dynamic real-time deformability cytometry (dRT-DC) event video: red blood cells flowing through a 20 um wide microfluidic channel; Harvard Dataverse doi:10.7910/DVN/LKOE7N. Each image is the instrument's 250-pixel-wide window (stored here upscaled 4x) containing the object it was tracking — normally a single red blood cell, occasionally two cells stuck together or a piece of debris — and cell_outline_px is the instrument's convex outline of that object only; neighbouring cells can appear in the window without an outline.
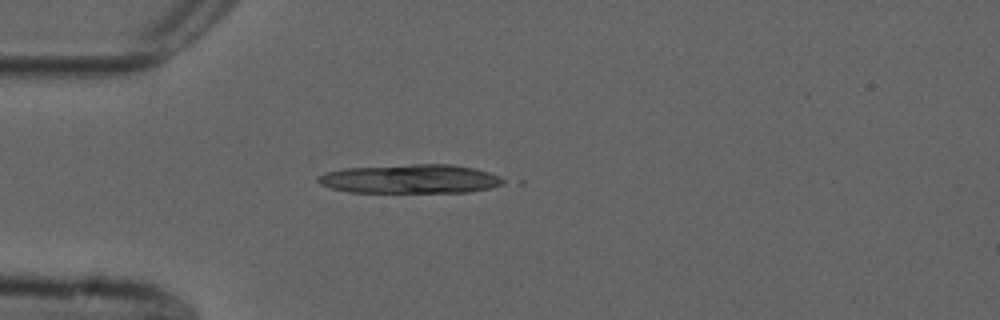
{"species": "common noctule bat (a hibernating species)", "species_latin": "Nyctalus noctula", "temperature_condition": "cold", "stored_images_in_passage": 23, "camera_frame_rate_fps": 3000, "um_per_image_px": 0.085, "animal": {"sex": "male", "forearm_length_mm": 52.5}, "frame": {"image": 1, "passage_image": 7, "time_ms": 2.0, "image_size_px": [1000, 320], "cell_outline_px": [[508, 180], [504, 184], [492, 188], [468, 192], [348, 192], [332, 188], [320, 184], [316, 180], [316, 176], [324, 172], [344, 168], [412, 164], [452, 164], [476, 168], [500, 176]], "centroid_in_image_um": [34.9, 15.2], "position_along_channel_um": 50.1, "area_um2": 31.67}}